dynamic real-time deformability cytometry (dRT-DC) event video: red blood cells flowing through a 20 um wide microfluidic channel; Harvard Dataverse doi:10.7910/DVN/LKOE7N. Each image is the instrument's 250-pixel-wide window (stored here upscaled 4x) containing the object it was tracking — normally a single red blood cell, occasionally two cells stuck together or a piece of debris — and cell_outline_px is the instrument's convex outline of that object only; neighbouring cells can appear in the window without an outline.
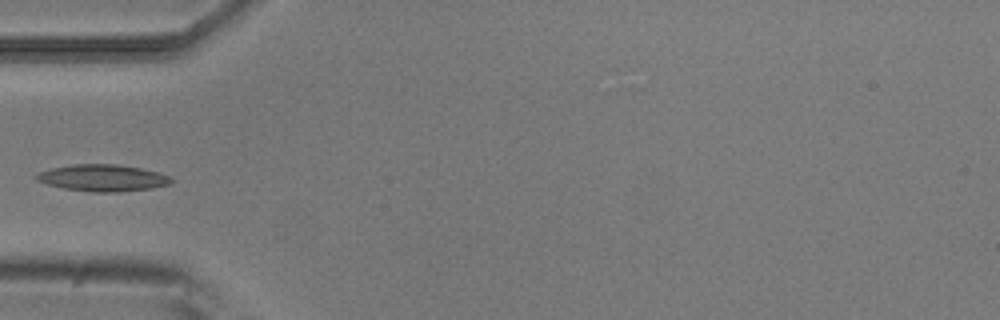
{"species": "common noctule bat (a hibernating species)", "species_latin": "Nyctalus noctula", "temperature_condition": "room temperature", "stored_images_in_passage": 6, "camera_frame_rate_fps": 3000, "um_per_image_px": 0.085, "animal": {"sex": "male", "body_mass_g": 20.5, "forearm_length_mm": 52.5}, "frame": {"image": 1, "passage_image": 5, "time_ms": 1.333, "image_size_px": [1000, 320], "cell_outline_px": [[172, 180], [168, 184], [152, 188], [116, 192], [92, 192], [64, 188], [48, 184], [36, 180], [32, 176], [40, 172], [52, 168], [72, 164], [116, 164], [140, 168], [172, 176]], "centroid_in_image_um": [8.71, 15.12], "position_along_channel_um": 76.3, "area_um2": 20.87}}
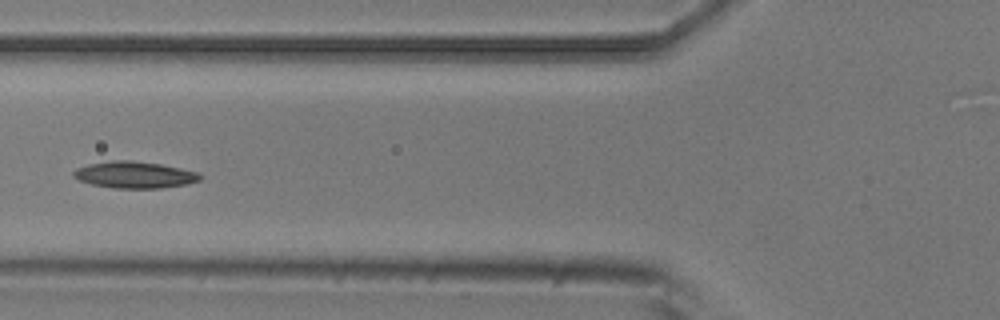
{"frame": {"image": 2, "passage_image": 6, "time_ms": 1.667, "image_size_px": [1000, 320], "cell_outline_px": [[204, 176], [200, 180], [188, 184], [160, 188], [112, 188], [92, 184], [80, 180], [72, 176], [72, 172], [76, 168], [88, 164], [112, 160], [132, 160], [160, 164], [180, 168], [196, 172]], "centroid_in_image_um": [11.43, 14.86], "position_along_channel_um": 114.4, "area_um2": 19.71}}